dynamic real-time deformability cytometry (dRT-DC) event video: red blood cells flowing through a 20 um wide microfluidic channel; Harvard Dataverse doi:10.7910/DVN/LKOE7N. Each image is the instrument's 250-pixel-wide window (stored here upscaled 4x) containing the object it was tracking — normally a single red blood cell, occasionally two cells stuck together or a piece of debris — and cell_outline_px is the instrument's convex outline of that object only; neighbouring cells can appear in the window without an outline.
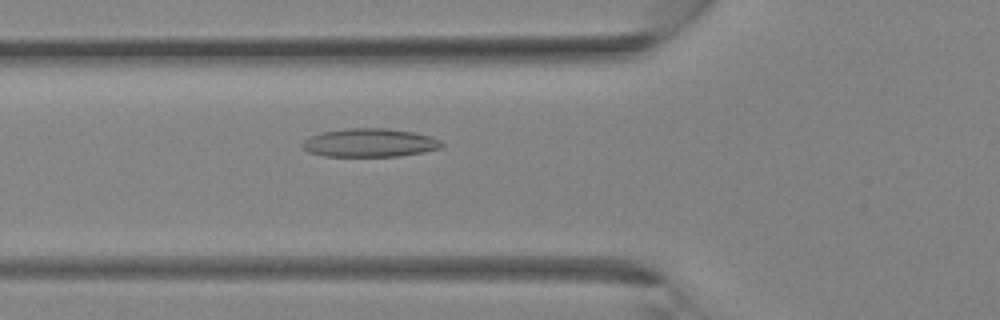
{"species": "Egyptian fruit bat (a non-hibernating species)", "species_latin": "Rousettus aegyptiacus", "temperature_condition": "room temperature", "stored_images_in_passage": 35, "camera_frame_rate_fps": 3000, "um_per_image_px": 0.085, "animal": {"sex": "female"}, "frame": {"image": 1, "passage_image": 13, "time_ms": 4.0, "image_size_px": [1000, 320], "cell_outline_px": [[444, 144], [440, 148], [424, 152], [400, 156], [324, 156], [308, 152], [300, 144], [308, 136], [320, 132], [348, 128], [388, 128], [412, 132], [428, 136], [440, 140]], "centroid_in_image_um": [31.38, 12.13], "position_along_channel_um": 94.4, "area_um2": 23.18}}
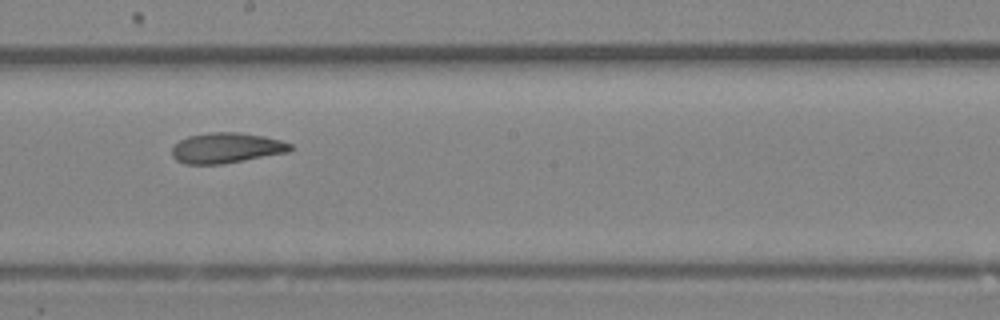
{"frame": {"image": 2, "passage_image": 20, "time_ms": 6.333, "image_size_px": [1000, 320], "cell_outline_px": [[292, 148], [288, 152], [224, 164], [184, 164], [176, 160], [172, 156], [172, 148], [180, 140], [188, 136], [208, 132], [240, 132], [264, 136], [280, 140], [292, 144]], "centroid_in_image_um": [19.23, 12.57], "position_along_channel_um": 229.0, "area_um2": 21.04}}
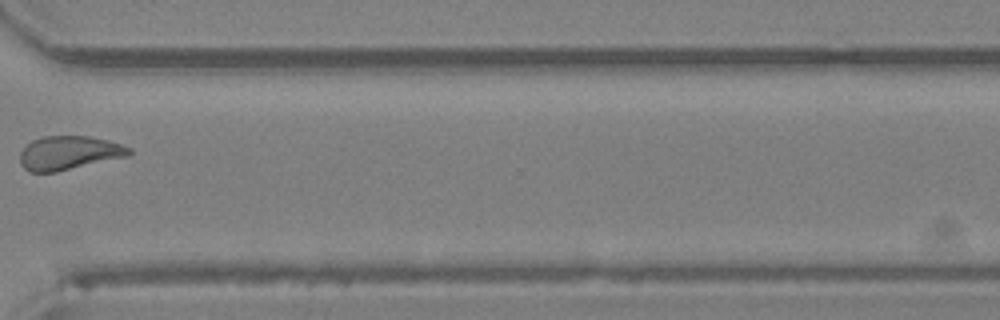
{"frame": {"image": 3, "passage_image": 27, "time_ms": 8.667, "image_size_px": [1000, 320], "cell_outline_px": [[132, 152], [128, 156], [56, 172], [28, 172], [20, 164], [20, 152], [32, 140], [44, 136], [88, 136], [108, 140], [132, 148]], "centroid_in_image_um": [5.86, 13.0], "position_along_channel_um": 364.7, "area_um2": 21.5}}